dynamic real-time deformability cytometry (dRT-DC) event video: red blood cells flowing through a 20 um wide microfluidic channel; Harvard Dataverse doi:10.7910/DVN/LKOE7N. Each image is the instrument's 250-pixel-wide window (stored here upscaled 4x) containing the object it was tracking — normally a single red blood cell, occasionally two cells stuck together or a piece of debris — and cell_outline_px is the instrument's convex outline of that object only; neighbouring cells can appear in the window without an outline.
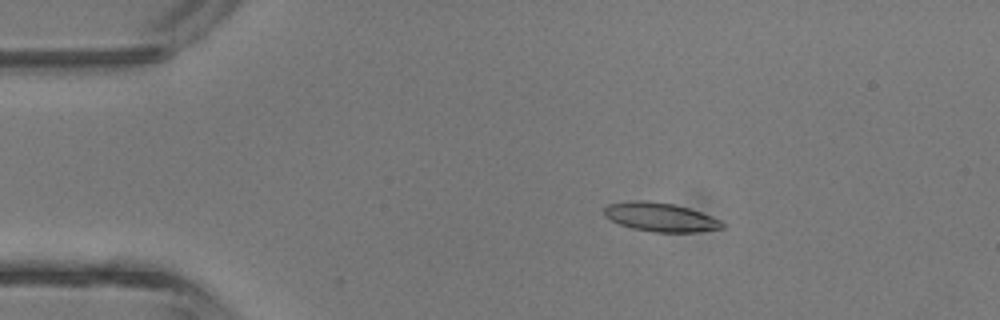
{"species": "common noctule bat (a hibernating species)", "species_latin": "Nyctalus noctula", "temperature_condition": "room temperature", "stored_images_in_passage": 5, "camera_frame_rate_fps": 3000, "um_per_image_px": 0.085, "animal": {"sex": "male", "body_mass_g": 13.3}, "frame": {"image": 1, "passage_image": 3, "time_ms": 2.333, "image_size_px": [1000, 320], "cell_outline_px": [[724, 228], [696, 232], [652, 232], [632, 228], [620, 224], [604, 216], [604, 208], [608, 204], [628, 200], [644, 200], [672, 204], [688, 208], [700, 212], [720, 220], [724, 224]], "centroid_in_image_um": [56.1, 18.45], "position_along_channel_um": 28.9, "area_um2": 19.77}}
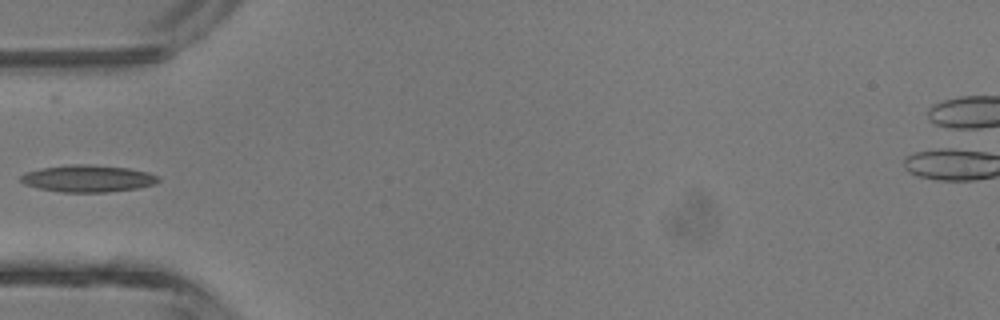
{"frame": {"image": 2, "passage_image": 5, "time_ms": 4.667, "image_size_px": [1000, 320], "cell_outline_px": [[160, 180], [156, 184], [140, 188], [108, 192], [64, 192], [40, 188], [24, 184], [20, 180], [20, 176], [24, 172], [40, 168], [72, 164], [92, 164], [128, 168], [148, 172], [160, 176]], "centroid_in_image_um": [7.51, 15.17], "position_along_channel_um": 77.5, "area_um2": 21.85}}